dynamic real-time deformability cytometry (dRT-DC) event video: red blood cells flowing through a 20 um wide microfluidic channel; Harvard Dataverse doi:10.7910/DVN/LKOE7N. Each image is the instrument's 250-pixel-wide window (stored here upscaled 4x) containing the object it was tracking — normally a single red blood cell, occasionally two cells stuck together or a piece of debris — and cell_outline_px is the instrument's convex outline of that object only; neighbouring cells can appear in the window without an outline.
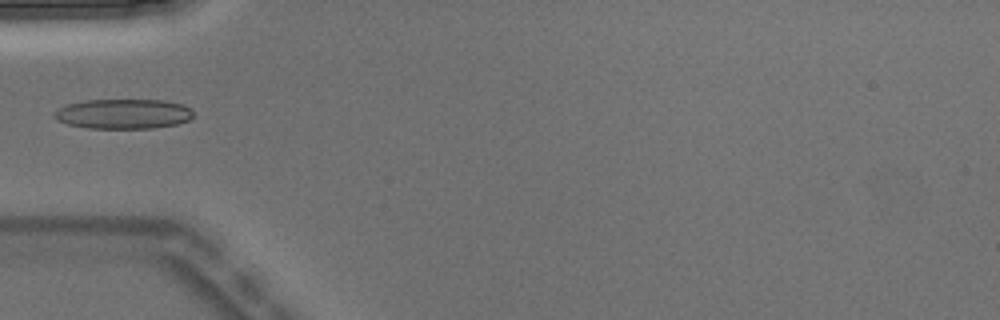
{"species": "Egyptian fruit bat (a non-hibernating species)", "species_latin": "Rousettus aegyptiacus", "temperature_condition": "warm", "stored_images_in_passage": 4, "camera_frame_rate_fps": 3000, "um_per_image_px": 0.085, "animal": {"sex": "male"}, "frame": {"image": 1, "passage_image": 3, "time_ms": 0.667, "image_size_px": [1000, 320], "cell_outline_px": [[192, 116], [188, 120], [176, 124], [152, 128], [88, 128], [68, 124], [56, 120], [52, 116], [52, 112], [68, 104], [88, 100], [164, 100], [184, 104], [192, 112]], "centroid_in_image_um": [10.45, 9.68], "position_along_channel_um": 74.5, "area_um2": 24.1}}